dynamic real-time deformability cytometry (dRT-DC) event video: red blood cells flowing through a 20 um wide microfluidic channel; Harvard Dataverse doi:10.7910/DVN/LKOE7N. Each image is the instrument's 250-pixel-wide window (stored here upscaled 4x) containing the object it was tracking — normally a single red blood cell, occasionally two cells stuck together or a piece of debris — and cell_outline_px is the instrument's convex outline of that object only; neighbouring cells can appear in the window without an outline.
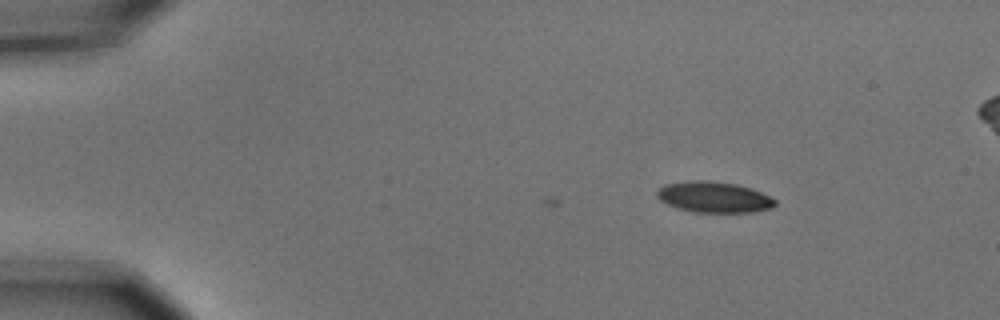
{"species": "common noctule bat (a hibernating species)", "species_latin": "Nyctalus noctula", "temperature_condition": "cold", "stored_images_in_passage": 4, "camera_frame_rate_fps": 3000, "um_per_image_px": 0.085, "animal": {"sex": "male", "body_mass_g": 15.6}, "frame": {"image": 1, "passage_image": 4, "time_ms": 1.0, "image_size_px": [1000, 320], "cell_outline_px": [[776, 204], [772, 208], [752, 212], [692, 212], [676, 208], [660, 200], [656, 196], [656, 192], [664, 184], [692, 180], [708, 180], [736, 184], [760, 192], [776, 200]], "centroid_in_image_um": [60.65, 16.75], "position_along_channel_um": 24.4, "area_um2": 21.21}}